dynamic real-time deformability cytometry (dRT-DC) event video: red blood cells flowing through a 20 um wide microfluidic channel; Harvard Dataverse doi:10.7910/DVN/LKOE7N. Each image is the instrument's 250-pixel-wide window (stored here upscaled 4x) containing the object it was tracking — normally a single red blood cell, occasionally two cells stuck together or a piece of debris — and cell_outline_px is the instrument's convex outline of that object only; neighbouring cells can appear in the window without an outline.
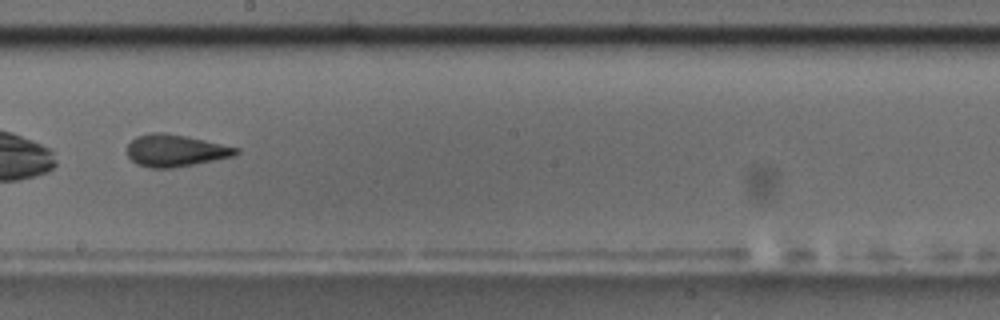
{"species": "common noctule bat (a hibernating species)", "species_latin": "Nyctalus noctula", "temperature_condition": "room temperature", "stored_images_in_passage": 15, "camera_frame_rate_fps": 3000, "um_per_image_px": 0.085, "animal": {"sex": "male", "body_mass_g": 17.5, "forearm_length_mm": 52.3}, "frame": {"image": 1, "passage_image": 9, "time_ms": 2.667, "image_size_px": [1000, 320], "cell_outline_px": [[240, 152], [232, 156], [172, 168], [152, 168], [136, 164], [128, 156], [128, 144], [136, 136], [152, 132], [164, 132], [204, 140], [240, 148]], "centroid_in_image_um": [14.88, 12.79], "position_along_channel_um": 233.3, "area_um2": 20.06}}